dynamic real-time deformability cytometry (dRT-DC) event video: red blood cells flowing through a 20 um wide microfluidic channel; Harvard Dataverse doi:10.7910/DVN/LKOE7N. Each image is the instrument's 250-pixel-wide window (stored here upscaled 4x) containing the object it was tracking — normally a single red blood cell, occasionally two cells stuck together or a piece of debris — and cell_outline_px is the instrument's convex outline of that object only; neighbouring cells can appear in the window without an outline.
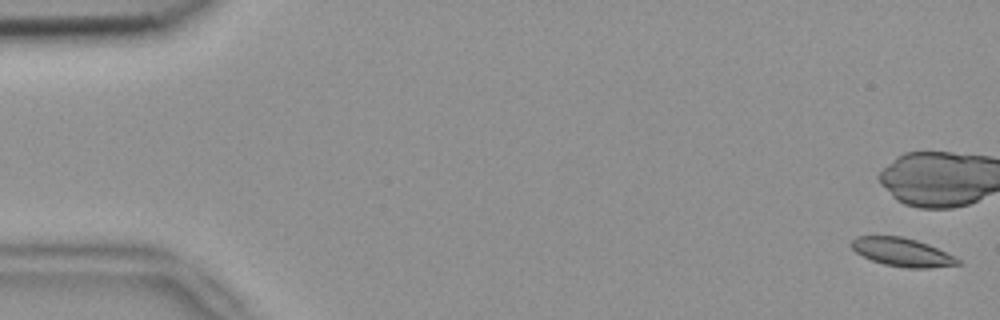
{"species": "common noctule bat (a hibernating species)", "species_latin": "Nyctalus noctula", "temperature_condition": "room temperature", "stored_images_in_passage": 7, "camera_frame_rate_fps": 3000, "um_per_image_px": 0.085, "animal": {"sex": "female", "body_mass_g": 18.4}, "frame": {"image": 1, "passage_image": 1, "time_ms": 0.0, "image_size_px": [1000, 320], "cell_outline_px": [[960, 264], [928, 268], [908, 268], [884, 264], [872, 260], [856, 252], [848, 244], [856, 236], [904, 236], [928, 244], [956, 256], [960, 260]], "centroid_in_image_um": [76.68, 21.42], "position_along_channel_um": 8.3, "area_um2": 17.63}}